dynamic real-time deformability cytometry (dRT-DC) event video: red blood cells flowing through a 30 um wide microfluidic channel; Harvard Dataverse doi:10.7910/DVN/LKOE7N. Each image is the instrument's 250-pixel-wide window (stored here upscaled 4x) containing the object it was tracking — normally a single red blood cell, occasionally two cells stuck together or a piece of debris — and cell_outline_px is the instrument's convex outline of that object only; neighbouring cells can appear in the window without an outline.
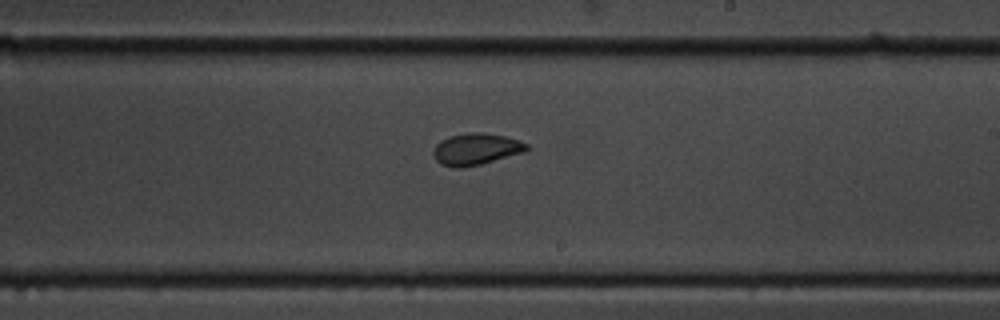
{"species": "common noctule bat (a hibernating species)", "species_latin": "Nyctalus noctula", "temperature_condition": "cold", "stored_images_in_passage": 10, "segment_of_instrument_passage": [2, 2], "camera_frame_rate_fps": 3000, "um_per_image_px": 0.085, "animal": {"sex": "male", "body_mass_g": 19.5, "forearm_length_mm": 54.6}, "frame": {"image": 1, "passage_image": 10, "time_ms": 11.333, "image_size_px": [1000, 320], "cell_outline_px": [[528, 148], [524, 152], [480, 164], [460, 168], [456, 168], [440, 164], [436, 160], [432, 152], [436, 144], [440, 140], [448, 136], [468, 132], [484, 132], [504, 136], [528, 144]], "centroid_in_image_um": [40.41, 12.66], "position_along_channel_um": 248.6, "area_um2": 17.17}}